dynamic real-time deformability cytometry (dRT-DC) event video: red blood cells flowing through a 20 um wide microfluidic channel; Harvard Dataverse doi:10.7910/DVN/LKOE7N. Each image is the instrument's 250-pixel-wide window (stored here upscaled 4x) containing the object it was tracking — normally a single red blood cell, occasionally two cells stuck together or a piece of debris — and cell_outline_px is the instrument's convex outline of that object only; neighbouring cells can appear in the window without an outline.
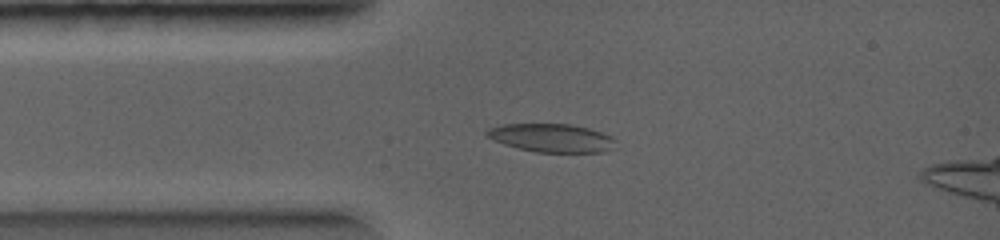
{"species": "common noctule bat (a hibernating species)", "species_latin": "Nyctalus noctula", "temperature_condition": "warm", "stored_images_in_passage": 40, "camera_frame_rate_fps": 5000, "um_per_image_px": 0.085, "animal": {"sex": "female", "body_mass_g": 19.0, "forearm_length_mm": 56.7}, "frame": {"image": 1, "passage_image": 1, "time_ms": 0.0, "image_size_px": [1000, 240], "cell_outline_px": [[616, 140], [612, 148], [600, 152], [536, 152], [504, 144], [484, 136], [484, 132], [488, 128], [500, 124], [572, 124], [588, 128], [612, 136]], "centroid_in_image_um": [46.84, 11.71], "position_along_channel_um": 38.2, "area_um2": 21.27}}
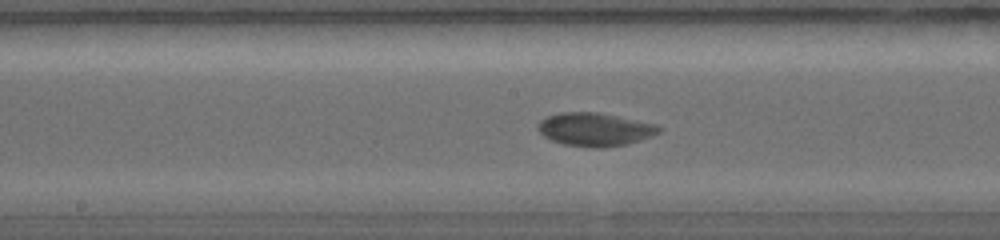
{"frame": {"image": 2, "passage_image": 16, "time_ms": 2.8, "image_size_px": [1000, 240], "cell_outline_px": [[660, 132], [640, 140], [628, 144], [600, 148], [592, 148], [564, 144], [552, 140], [544, 136], [536, 128], [540, 120], [548, 116], [560, 112], [596, 112], [656, 124], [660, 128]], "centroid_in_image_um": [50.54, 11.0], "position_along_channel_um": 197.7, "area_um2": 23.29}}
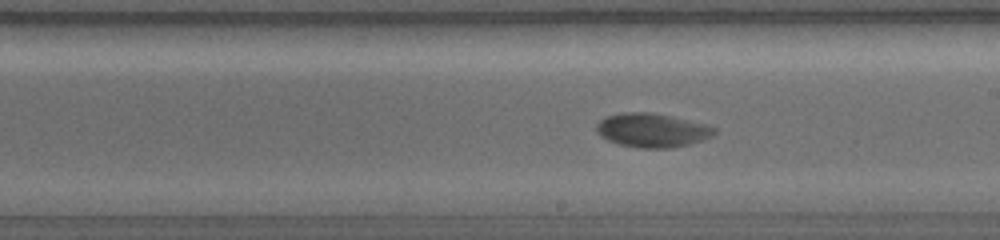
{"frame": {"image": 3, "passage_image": 19, "time_ms": 3.4, "image_size_px": [1000, 240], "cell_outline_px": [[716, 132], [700, 140], [688, 144], [672, 148], [640, 148], [620, 144], [608, 140], [600, 136], [596, 128], [596, 124], [604, 116], [624, 112], [648, 112], [672, 116], [704, 124], [716, 128]], "centroid_in_image_um": [55.37, 11.06], "position_along_channel_um": 233.6, "area_um2": 23.06}}